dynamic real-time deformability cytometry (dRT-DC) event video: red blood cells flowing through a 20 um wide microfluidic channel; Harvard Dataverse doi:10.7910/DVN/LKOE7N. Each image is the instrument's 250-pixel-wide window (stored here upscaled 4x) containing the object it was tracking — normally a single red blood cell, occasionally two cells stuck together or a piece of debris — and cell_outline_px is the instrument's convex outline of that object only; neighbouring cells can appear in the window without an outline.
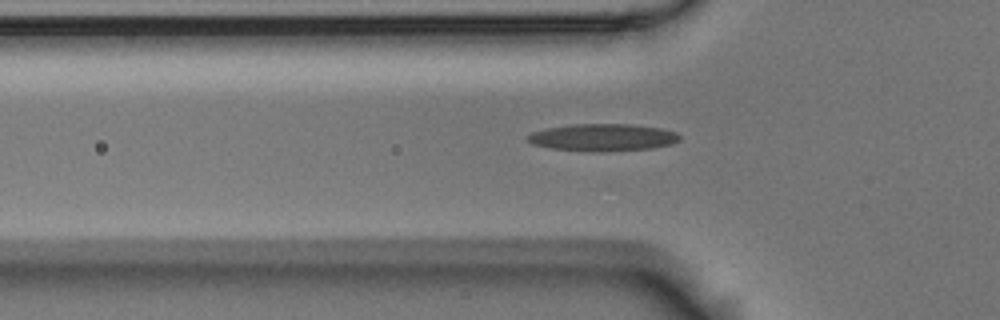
{"species": "Egyptian fruit bat (a non-hibernating species)", "species_latin": "Rousettus aegyptiacus", "temperature_condition": "room temperature", "stored_images_in_passage": 41, "camera_frame_rate_fps": 3000, "um_per_image_px": 0.085, "animal": {"sex": "male"}, "frame": {"image": 1, "passage_image": 4, "time_ms": 1.0, "image_size_px": [1000, 320], "cell_outline_px": [[680, 140], [672, 144], [652, 148], [600, 152], [592, 152], [552, 148], [532, 144], [524, 140], [524, 136], [532, 132], [548, 128], [576, 124], [632, 124], [660, 128], [676, 132], [680, 136]], "centroid_in_image_um": [51.22, 11.68], "position_along_channel_um": 74.6, "area_um2": 24.28}}
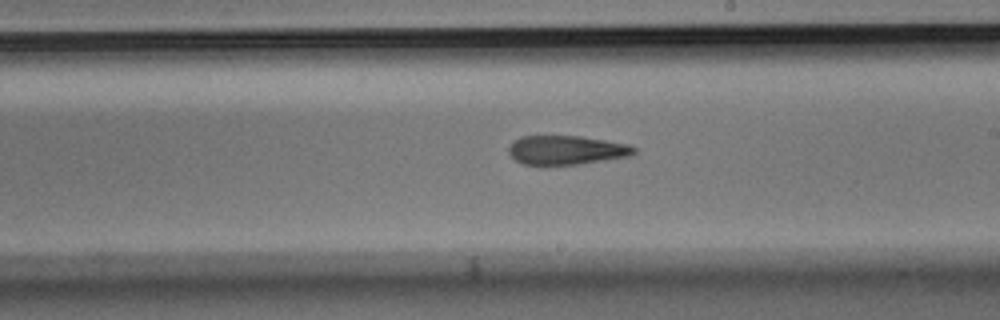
{"frame": {"image": 2, "passage_image": 18, "time_ms": 5.667, "image_size_px": [1000, 320], "cell_outline_px": [[636, 152], [632, 156], [576, 164], [540, 168], [524, 164], [516, 160], [508, 152], [508, 148], [512, 140], [520, 136], [580, 136], [628, 144], [636, 148]], "centroid_in_image_um": [48.08, 12.79], "position_along_channel_um": 240.9, "area_um2": 21.85}}
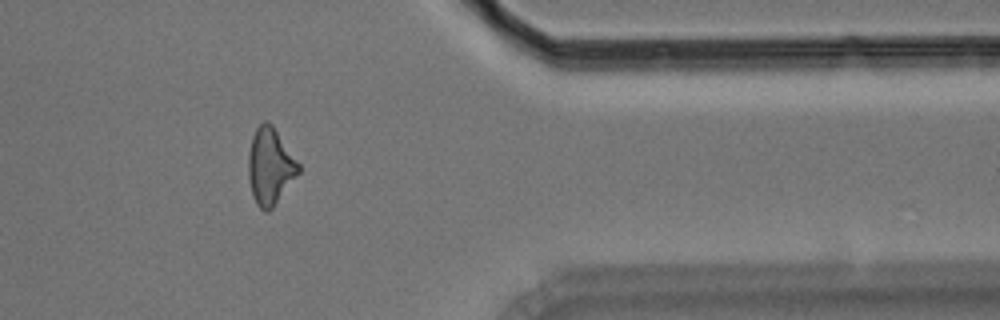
{"frame": {"image": 3, "passage_image": 32, "time_ms": 10.333, "image_size_px": [1000, 320], "cell_outline_px": [[300, 172], [272, 208], [268, 212], [264, 212], [256, 204], [252, 196], [248, 180], [248, 152], [252, 136], [256, 128], [264, 120], [268, 120], [272, 124], [300, 164]], "centroid_in_image_um": [22.94, 14.14], "position_along_channel_um": 388.5, "area_um2": 22.6}}